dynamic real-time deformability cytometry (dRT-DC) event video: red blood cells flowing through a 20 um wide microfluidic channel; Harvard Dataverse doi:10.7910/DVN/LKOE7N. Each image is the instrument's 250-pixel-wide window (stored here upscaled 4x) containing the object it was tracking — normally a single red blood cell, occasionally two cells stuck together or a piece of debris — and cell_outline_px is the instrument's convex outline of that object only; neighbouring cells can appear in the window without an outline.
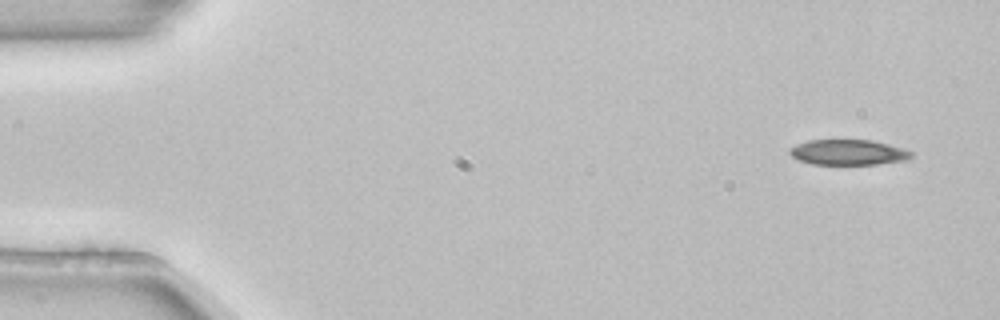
{"species": "common noctule bat (a hibernating species)", "species_latin": "Nyctalus noctula", "temperature_condition": "room temperature", "stored_images_in_passage": 4, "camera_frame_rate_fps": 3000, "um_per_image_px": 0.085, "animal": {"sex": "female", "body_mass_g": 22.7, "forearm_length_mm": 54.2}, "frame": {"image": 1, "passage_image": 1, "time_ms": 0.0, "image_size_px": [1000, 320], "cell_outline_px": [[912, 156], [904, 160], [876, 164], [812, 164], [800, 160], [792, 156], [788, 152], [796, 144], [808, 140], [872, 140], [904, 148], [912, 152]], "centroid_in_image_um": [72.1, 12.94], "position_along_channel_um": 12.9, "area_um2": 17.8}}
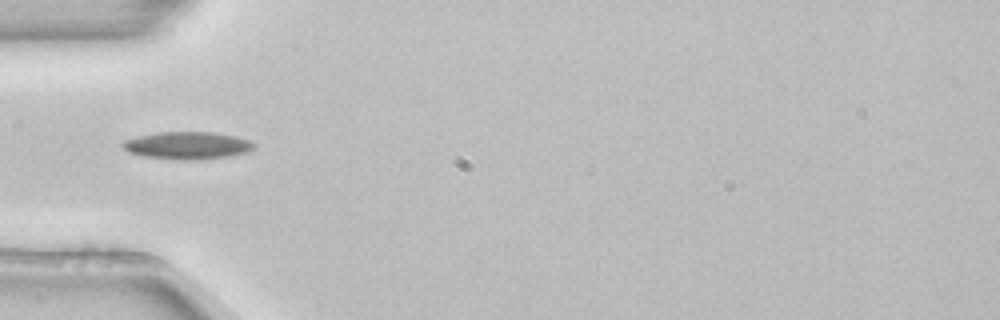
{"frame": {"image": 2, "passage_image": 4, "time_ms": 1.0, "image_size_px": [1000, 320], "cell_outline_px": [[256, 148], [248, 152], [228, 156], [192, 160], [184, 160], [144, 156], [128, 152], [120, 144], [124, 140], [136, 136], [156, 132], [212, 132], [236, 136], [248, 140], [256, 144]], "centroid_in_image_um": [15.92, 12.35], "position_along_channel_um": 69.1, "area_um2": 21.04}}